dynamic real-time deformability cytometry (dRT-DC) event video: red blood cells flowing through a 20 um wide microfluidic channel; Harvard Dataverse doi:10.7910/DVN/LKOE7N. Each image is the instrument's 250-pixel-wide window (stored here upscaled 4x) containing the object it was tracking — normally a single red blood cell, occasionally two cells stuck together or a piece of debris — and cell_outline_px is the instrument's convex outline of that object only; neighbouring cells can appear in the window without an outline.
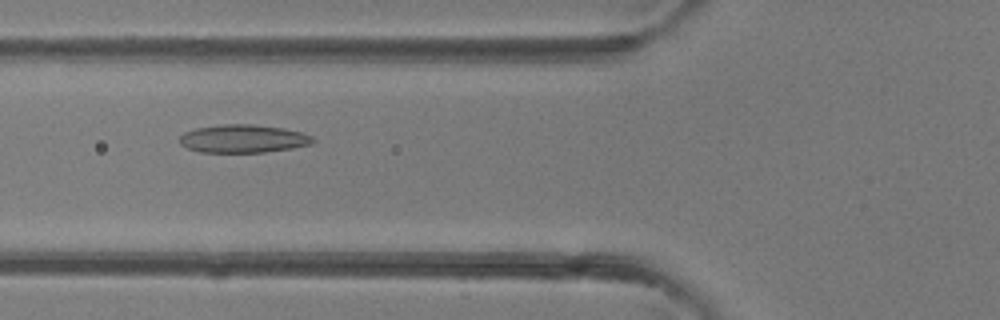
{"species": "common noctule bat (a hibernating species)", "species_latin": "Nyctalus noctula", "temperature_condition": "room temperature", "stored_images_in_passage": 3, "camera_frame_rate_fps": 3000, "um_per_image_px": 0.085, "animal": {"sex": "female"}, "frame": {"image": 1, "passage_image": 3, "time_ms": 2.333, "image_size_px": [1000, 320], "cell_outline_px": [[316, 140], [312, 144], [292, 148], [264, 152], [200, 152], [188, 148], [180, 144], [180, 136], [184, 132], [196, 128], [220, 124], [252, 124], [284, 128], [304, 132], [312, 136]], "centroid_in_image_um": [20.7, 11.78], "position_along_channel_um": 105.1, "area_um2": 21.96}}